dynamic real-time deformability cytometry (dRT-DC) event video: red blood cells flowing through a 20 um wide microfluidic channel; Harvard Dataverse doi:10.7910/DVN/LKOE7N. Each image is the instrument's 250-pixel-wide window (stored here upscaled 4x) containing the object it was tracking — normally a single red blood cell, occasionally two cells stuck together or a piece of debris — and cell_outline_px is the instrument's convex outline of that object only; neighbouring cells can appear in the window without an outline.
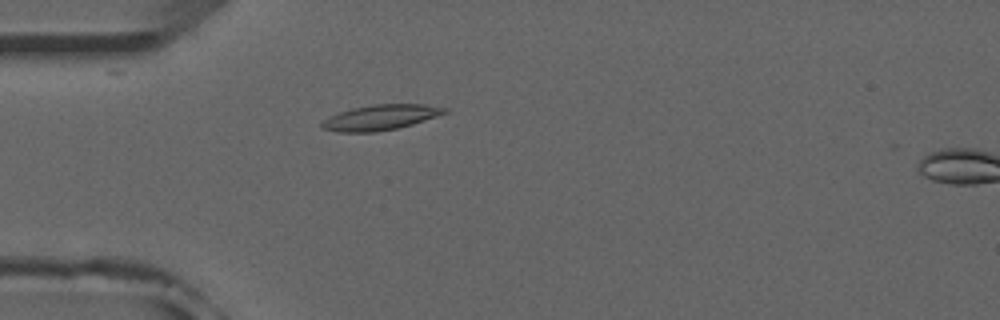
{"species": "common noctule bat (a hibernating species)", "species_latin": "Nyctalus noctula", "temperature_condition": "room temperature", "stored_images_in_passage": 41, "camera_frame_rate_fps": 3000, "um_per_image_px": 0.085, "animal": {"sex": "male", "forearm_length_mm": 52.5}, "frame": {"image": 1, "passage_image": 3, "time_ms": 0.667, "image_size_px": [1000, 320], "cell_outline_px": [[448, 112], [412, 124], [396, 128], [376, 132], [340, 132], [320, 128], [320, 124], [324, 120], [340, 112], [352, 108], [372, 104], [424, 104], [448, 108]], "centroid_in_image_um": [32.34, 9.97], "position_along_channel_um": 52.7, "area_um2": 17.92}}
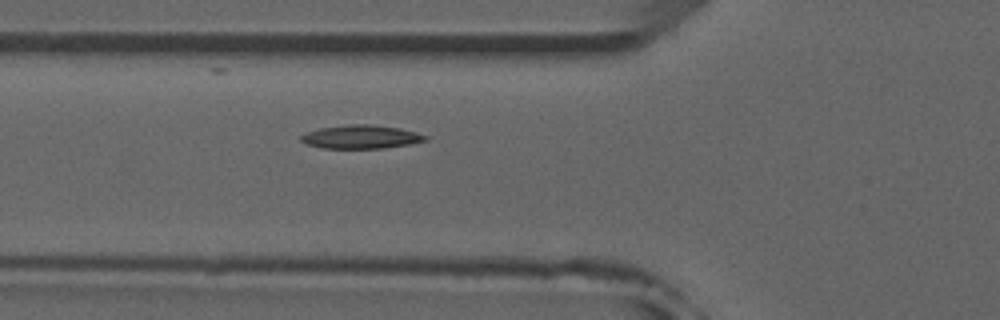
{"frame": {"image": 2, "passage_image": 7, "time_ms": 2.0, "image_size_px": [1000, 320], "cell_outline_px": [[428, 140], [408, 144], [384, 148], [324, 148], [304, 144], [300, 140], [300, 136], [304, 132], [320, 128], [348, 124], [368, 124], [400, 128], [416, 132], [428, 136]], "centroid_in_image_um": [30.65, 11.63], "position_along_channel_um": 95.2, "area_um2": 17.11}}
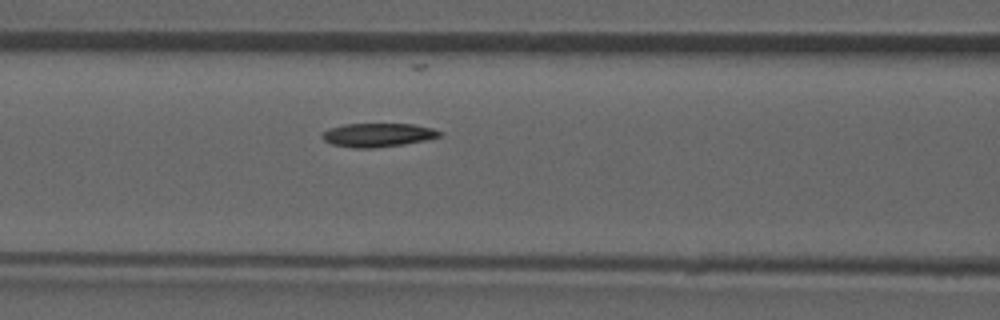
{"frame": {"image": 3, "passage_image": 10, "time_ms": 3.0, "image_size_px": [1000, 320], "cell_outline_px": [[440, 136], [424, 140], [404, 144], [376, 148], [352, 148], [332, 144], [324, 140], [320, 136], [328, 128], [344, 124], [416, 124], [432, 128], [440, 132]], "centroid_in_image_um": [32.07, 11.47], "position_along_channel_um": 134.5, "area_um2": 16.18}}